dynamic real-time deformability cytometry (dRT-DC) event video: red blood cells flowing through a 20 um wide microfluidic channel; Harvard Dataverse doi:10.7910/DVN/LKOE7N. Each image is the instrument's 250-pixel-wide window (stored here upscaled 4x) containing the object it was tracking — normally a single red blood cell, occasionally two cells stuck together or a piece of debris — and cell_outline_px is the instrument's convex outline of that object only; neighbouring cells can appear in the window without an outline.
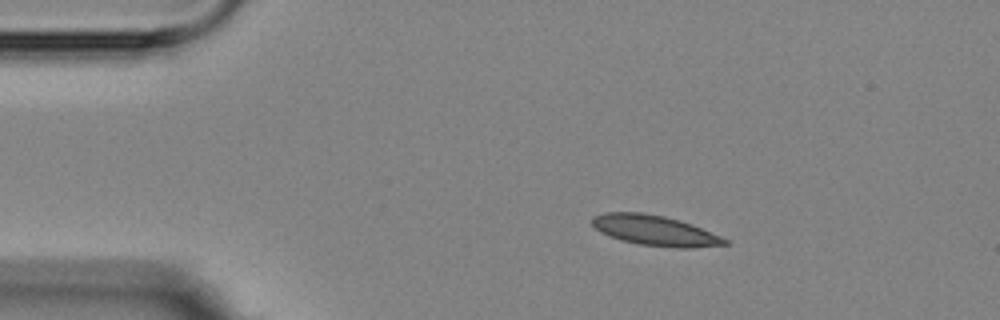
{"species": "Egyptian fruit bat (a non-hibernating species)", "species_latin": "Rousettus aegyptiacus", "temperature_condition": "room temperature", "stored_images_in_passage": 6, "camera_frame_rate_fps": 3000, "um_per_image_px": 0.085, "animal": {"sex": "female"}, "frame": {"image": 1, "passage_image": 1, "time_ms": 0.0, "image_size_px": [1000, 320], "cell_outline_px": [[728, 244], [692, 248], [680, 248], [640, 244], [620, 240], [600, 232], [592, 224], [592, 216], [604, 212], [644, 212], [664, 216], [680, 220], [692, 224], [720, 236], [728, 240]], "centroid_in_image_um": [55.65, 19.58], "position_along_channel_um": 29.4, "area_um2": 23.35}}
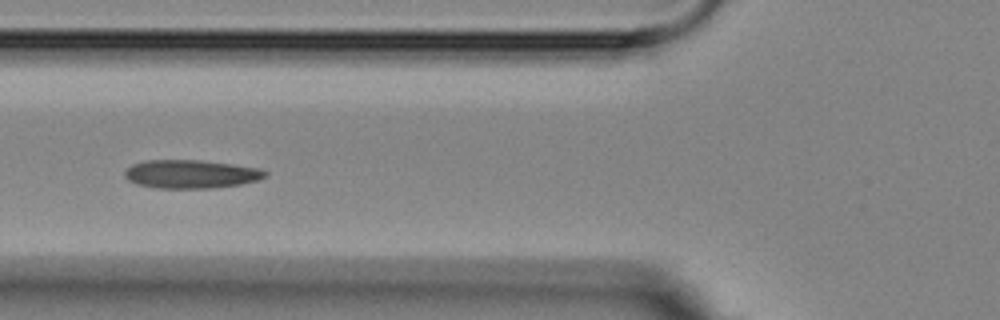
{"frame": {"image": 2, "passage_image": 4, "time_ms": 3.667, "image_size_px": [1000, 320], "cell_outline_px": [[268, 172], [264, 176], [256, 180], [240, 184], [212, 188], [156, 188], [136, 184], [128, 180], [124, 176], [124, 172], [132, 164], [144, 160], [200, 160], [232, 164], [260, 168]], "centroid_in_image_um": [16.19, 14.79], "position_along_channel_um": 109.6, "area_um2": 23.24}}
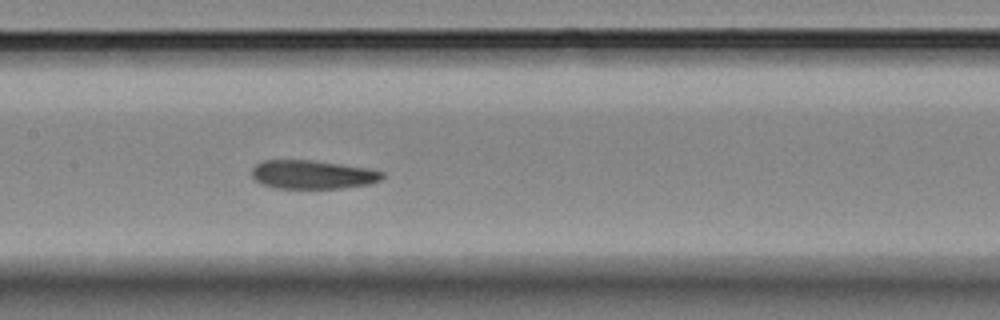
{"frame": {"image": 3, "passage_image": 6, "time_ms": 5.667, "image_size_px": [1000, 320], "cell_outline_px": [[384, 176], [380, 180], [368, 184], [340, 188], [276, 188], [260, 184], [252, 176], [252, 168], [256, 164], [264, 160], [312, 160], [368, 168], [384, 172]], "centroid_in_image_um": [26.55, 14.83], "position_along_channel_um": 180.9, "area_um2": 21.73}}